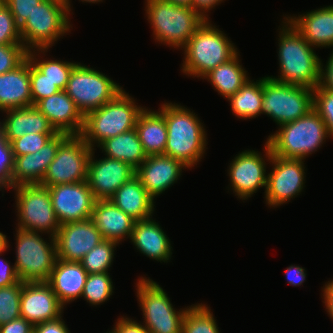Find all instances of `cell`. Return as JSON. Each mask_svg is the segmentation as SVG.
I'll return each instance as SVG.
<instances>
[{
  "mask_svg": "<svg viewBox=\"0 0 333 333\" xmlns=\"http://www.w3.org/2000/svg\"><path fill=\"white\" fill-rule=\"evenodd\" d=\"M286 18L314 48L333 47V5Z\"/></svg>",
  "mask_w": 333,
  "mask_h": 333,
  "instance_id": "cell-27",
  "label": "cell"
},
{
  "mask_svg": "<svg viewBox=\"0 0 333 333\" xmlns=\"http://www.w3.org/2000/svg\"><path fill=\"white\" fill-rule=\"evenodd\" d=\"M63 309L64 306L47 282H24L20 315L33 326L60 318Z\"/></svg>",
  "mask_w": 333,
  "mask_h": 333,
  "instance_id": "cell-19",
  "label": "cell"
},
{
  "mask_svg": "<svg viewBox=\"0 0 333 333\" xmlns=\"http://www.w3.org/2000/svg\"><path fill=\"white\" fill-rule=\"evenodd\" d=\"M303 267L290 265L286 269V279L290 285L301 286L305 282L306 273Z\"/></svg>",
  "mask_w": 333,
  "mask_h": 333,
  "instance_id": "cell-50",
  "label": "cell"
},
{
  "mask_svg": "<svg viewBox=\"0 0 333 333\" xmlns=\"http://www.w3.org/2000/svg\"><path fill=\"white\" fill-rule=\"evenodd\" d=\"M234 115L241 119L256 118L261 114L263 103V77L249 80L234 95L228 98Z\"/></svg>",
  "mask_w": 333,
  "mask_h": 333,
  "instance_id": "cell-33",
  "label": "cell"
},
{
  "mask_svg": "<svg viewBox=\"0 0 333 333\" xmlns=\"http://www.w3.org/2000/svg\"><path fill=\"white\" fill-rule=\"evenodd\" d=\"M24 282L0 287V326L20 318V298Z\"/></svg>",
  "mask_w": 333,
  "mask_h": 333,
  "instance_id": "cell-38",
  "label": "cell"
},
{
  "mask_svg": "<svg viewBox=\"0 0 333 333\" xmlns=\"http://www.w3.org/2000/svg\"><path fill=\"white\" fill-rule=\"evenodd\" d=\"M94 150L88 164L87 182L96 200H108L121 185L136 176V169L106 156L95 160Z\"/></svg>",
  "mask_w": 333,
  "mask_h": 333,
  "instance_id": "cell-18",
  "label": "cell"
},
{
  "mask_svg": "<svg viewBox=\"0 0 333 333\" xmlns=\"http://www.w3.org/2000/svg\"><path fill=\"white\" fill-rule=\"evenodd\" d=\"M323 66L324 65H321L320 85L324 89H329L333 91V50L330 53L328 61L326 62V66Z\"/></svg>",
  "mask_w": 333,
  "mask_h": 333,
  "instance_id": "cell-51",
  "label": "cell"
},
{
  "mask_svg": "<svg viewBox=\"0 0 333 333\" xmlns=\"http://www.w3.org/2000/svg\"><path fill=\"white\" fill-rule=\"evenodd\" d=\"M97 147L102 149L106 157L126 162L135 169L147 158L135 128L108 138Z\"/></svg>",
  "mask_w": 333,
  "mask_h": 333,
  "instance_id": "cell-31",
  "label": "cell"
},
{
  "mask_svg": "<svg viewBox=\"0 0 333 333\" xmlns=\"http://www.w3.org/2000/svg\"><path fill=\"white\" fill-rule=\"evenodd\" d=\"M34 326L20 317L0 326V333H33Z\"/></svg>",
  "mask_w": 333,
  "mask_h": 333,
  "instance_id": "cell-48",
  "label": "cell"
},
{
  "mask_svg": "<svg viewBox=\"0 0 333 333\" xmlns=\"http://www.w3.org/2000/svg\"><path fill=\"white\" fill-rule=\"evenodd\" d=\"M30 89L32 97V105H35L43 98L49 97L61 91L53 82L43 75L31 62H30Z\"/></svg>",
  "mask_w": 333,
  "mask_h": 333,
  "instance_id": "cell-42",
  "label": "cell"
},
{
  "mask_svg": "<svg viewBox=\"0 0 333 333\" xmlns=\"http://www.w3.org/2000/svg\"><path fill=\"white\" fill-rule=\"evenodd\" d=\"M92 151L81 135H69L59 145L40 185L49 187L86 181Z\"/></svg>",
  "mask_w": 333,
  "mask_h": 333,
  "instance_id": "cell-13",
  "label": "cell"
},
{
  "mask_svg": "<svg viewBox=\"0 0 333 333\" xmlns=\"http://www.w3.org/2000/svg\"><path fill=\"white\" fill-rule=\"evenodd\" d=\"M8 247H9V243H8L6 235L3 234L2 232H0V256L2 253L7 251L6 249Z\"/></svg>",
  "mask_w": 333,
  "mask_h": 333,
  "instance_id": "cell-54",
  "label": "cell"
},
{
  "mask_svg": "<svg viewBox=\"0 0 333 333\" xmlns=\"http://www.w3.org/2000/svg\"><path fill=\"white\" fill-rule=\"evenodd\" d=\"M69 15L64 0H43L19 27L22 44L28 51L49 49L70 32Z\"/></svg>",
  "mask_w": 333,
  "mask_h": 333,
  "instance_id": "cell-7",
  "label": "cell"
},
{
  "mask_svg": "<svg viewBox=\"0 0 333 333\" xmlns=\"http://www.w3.org/2000/svg\"><path fill=\"white\" fill-rule=\"evenodd\" d=\"M118 245L115 241L103 240L82 258L80 261L82 267L88 274L108 272Z\"/></svg>",
  "mask_w": 333,
  "mask_h": 333,
  "instance_id": "cell-36",
  "label": "cell"
},
{
  "mask_svg": "<svg viewBox=\"0 0 333 333\" xmlns=\"http://www.w3.org/2000/svg\"><path fill=\"white\" fill-rule=\"evenodd\" d=\"M28 55L23 44L0 45V74H4L19 66Z\"/></svg>",
  "mask_w": 333,
  "mask_h": 333,
  "instance_id": "cell-43",
  "label": "cell"
},
{
  "mask_svg": "<svg viewBox=\"0 0 333 333\" xmlns=\"http://www.w3.org/2000/svg\"><path fill=\"white\" fill-rule=\"evenodd\" d=\"M313 109V89L306 86L280 83L263 77L261 114L270 117L278 127L293 122Z\"/></svg>",
  "mask_w": 333,
  "mask_h": 333,
  "instance_id": "cell-9",
  "label": "cell"
},
{
  "mask_svg": "<svg viewBox=\"0 0 333 333\" xmlns=\"http://www.w3.org/2000/svg\"><path fill=\"white\" fill-rule=\"evenodd\" d=\"M167 2H170L171 4L174 5H181V6H188L191 7L192 0H164Z\"/></svg>",
  "mask_w": 333,
  "mask_h": 333,
  "instance_id": "cell-55",
  "label": "cell"
},
{
  "mask_svg": "<svg viewBox=\"0 0 333 333\" xmlns=\"http://www.w3.org/2000/svg\"><path fill=\"white\" fill-rule=\"evenodd\" d=\"M144 109L136 105L134 98L125 90L99 109L84 117L81 136L86 144L95 149L102 141L132 130L136 126L139 113Z\"/></svg>",
  "mask_w": 333,
  "mask_h": 333,
  "instance_id": "cell-5",
  "label": "cell"
},
{
  "mask_svg": "<svg viewBox=\"0 0 333 333\" xmlns=\"http://www.w3.org/2000/svg\"><path fill=\"white\" fill-rule=\"evenodd\" d=\"M267 161L273 168L267 178L265 200L268 206L276 208L301 194L305 181L303 159L282 158L272 155L269 144L264 147Z\"/></svg>",
  "mask_w": 333,
  "mask_h": 333,
  "instance_id": "cell-14",
  "label": "cell"
},
{
  "mask_svg": "<svg viewBox=\"0 0 333 333\" xmlns=\"http://www.w3.org/2000/svg\"><path fill=\"white\" fill-rule=\"evenodd\" d=\"M10 8L16 24L20 27L43 0H2Z\"/></svg>",
  "mask_w": 333,
  "mask_h": 333,
  "instance_id": "cell-45",
  "label": "cell"
},
{
  "mask_svg": "<svg viewBox=\"0 0 333 333\" xmlns=\"http://www.w3.org/2000/svg\"><path fill=\"white\" fill-rule=\"evenodd\" d=\"M15 191L17 228L47 233L55 237L60 228L56 218L49 190L40 184H22L12 187Z\"/></svg>",
  "mask_w": 333,
  "mask_h": 333,
  "instance_id": "cell-12",
  "label": "cell"
},
{
  "mask_svg": "<svg viewBox=\"0 0 333 333\" xmlns=\"http://www.w3.org/2000/svg\"><path fill=\"white\" fill-rule=\"evenodd\" d=\"M65 1V3H66V5H67V7H68V9H69V12H71V1L70 0H64ZM82 2H89V3H98V2H102V0H81Z\"/></svg>",
  "mask_w": 333,
  "mask_h": 333,
  "instance_id": "cell-56",
  "label": "cell"
},
{
  "mask_svg": "<svg viewBox=\"0 0 333 333\" xmlns=\"http://www.w3.org/2000/svg\"><path fill=\"white\" fill-rule=\"evenodd\" d=\"M184 168L188 169L182 162L168 155H151L136 169V176L154 199L177 182Z\"/></svg>",
  "mask_w": 333,
  "mask_h": 333,
  "instance_id": "cell-20",
  "label": "cell"
},
{
  "mask_svg": "<svg viewBox=\"0 0 333 333\" xmlns=\"http://www.w3.org/2000/svg\"><path fill=\"white\" fill-rule=\"evenodd\" d=\"M68 136L69 134L66 133H58L39 151L14 157L11 188L22 184H40L56 156L59 145Z\"/></svg>",
  "mask_w": 333,
  "mask_h": 333,
  "instance_id": "cell-21",
  "label": "cell"
},
{
  "mask_svg": "<svg viewBox=\"0 0 333 333\" xmlns=\"http://www.w3.org/2000/svg\"><path fill=\"white\" fill-rule=\"evenodd\" d=\"M30 61L27 57L19 66L0 74V111L32 106Z\"/></svg>",
  "mask_w": 333,
  "mask_h": 333,
  "instance_id": "cell-25",
  "label": "cell"
},
{
  "mask_svg": "<svg viewBox=\"0 0 333 333\" xmlns=\"http://www.w3.org/2000/svg\"><path fill=\"white\" fill-rule=\"evenodd\" d=\"M115 324L107 333H150L144 325L128 317H120Z\"/></svg>",
  "mask_w": 333,
  "mask_h": 333,
  "instance_id": "cell-46",
  "label": "cell"
},
{
  "mask_svg": "<svg viewBox=\"0 0 333 333\" xmlns=\"http://www.w3.org/2000/svg\"><path fill=\"white\" fill-rule=\"evenodd\" d=\"M224 0H192L191 7L205 20H209L208 12Z\"/></svg>",
  "mask_w": 333,
  "mask_h": 333,
  "instance_id": "cell-52",
  "label": "cell"
},
{
  "mask_svg": "<svg viewBox=\"0 0 333 333\" xmlns=\"http://www.w3.org/2000/svg\"><path fill=\"white\" fill-rule=\"evenodd\" d=\"M130 240L137 250L150 259L166 263L171 259V241L152 217L135 222Z\"/></svg>",
  "mask_w": 333,
  "mask_h": 333,
  "instance_id": "cell-28",
  "label": "cell"
},
{
  "mask_svg": "<svg viewBox=\"0 0 333 333\" xmlns=\"http://www.w3.org/2000/svg\"><path fill=\"white\" fill-rule=\"evenodd\" d=\"M265 158L255 150H245L238 153L229 165V184L233 193L246 200L256 193L260 187H267L268 173H266Z\"/></svg>",
  "mask_w": 333,
  "mask_h": 333,
  "instance_id": "cell-16",
  "label": "cell"
},
{
  "mask_svg": "<svg viewBox=\"0 0 333 333\" xmlns=\"http://www.w3.org/2000/svg\"><path fill=\"white\" fill-rule=\"evenodd\" d=\"M88 277L80 262L56 260L47 281L60 303L65 306L82 296Z\"/></svg>",
  "mask_w": 333,
  "mask_h": 333,
  "instance_id": "cell-26",
  "label": "cell"
},
{
  "mask_svg": "<svg viewBox=\"0 0 333 333\" xmlns=\"http://www.w3.org/2000/svg\"><path fill=\"white\" fill-rule=\"evenodd\" d=\"M38 52H37V51ZM36 51V52H35ZM48 49H33L28 51L27 57L29 61L48 79H50L54 85H56L60 90H65L68 79L73 68L78 63L59 61V60H41L37 55L47 52ZM41 52V53H40ZM39 53V54H37ZM39 59V60H38Z\"/></svg>",
  "mask_w": 333,
  "mask_h": 333,
  "instance_id": "cell-34",
  "label": "cell"
},
{
  "mask_svg": "<svg viewBox=\"0 0 333 333\" xmlns=\"http://www.w3.org/2000/svg\"><path fill=\"white\" fill-rule=\"evenodd\" d=\"M56 134L30 133L14 139L10 144L14 157L39 151Z\"/></svg>",
  "mask_w": 333,
  "mask_h": 333,
  "instance_id": "cell-41",
  "label": "cell"
},
{
  "mask_svg": "<svg viewBox=\"0 0 333 333\" xmlns=\"http://www.w3.org/2000/svg\"><path fill=\"white\" fill-rule=\"evenodd\" d=\"M146 16L157 42L184 48L205 21L192 7L174 5L164 0H146Z\"/></svg>",
  "mask_w": 333,
  "mask_h": 333,
  "instance_id": "cell-6",
  "label": "cell"
},
{
  "mask_svg": "<svg viewBox=\"0 0 333 333\" xmlns=\"http://www.w3.org/2000/svg\"><path fill=\"white\" fill-rule=\"evenodd\" d=\"M34 106L49 120L58 133L81 135L84 115L64 90L43 98Z\"/></svg>",
  "mask_w": 333,
  "mask_h": 333,
  "instance_id": "cell-22",
  "label": "cell"
},
{
  "mask_svg": "<svg viewBox=\"0 0 333 333\" xmlns=\"http://www.w3.org/2000/svg\"><path fill=\"white\" fill-rule=\"evenodd\" d=\"M205 20L183 48L182 72L203 78L212 69L231 59L237 48L223 31Z\"/></svg>",
  "mask_w": 333,
  "mask_h": 333,
  "instance_id": "cell-3",
  "label": "cell"
},
{
  "mask_svg": "<svg viewBox=\"0 0 333 333\" xmlns=\"http://www.w3.org/2000/svg\"><path fill=\"white\" fill-rule=\"evenodd\" d=\"M90 219L105 240L115 241L118 244L122 239L123 241L125 238L130 239L136 222L110 199L96 200Z\"/></svg>",
  "mask_w": 333,
  "mask_h": 333,
  "instance_id": "cell-24",
  "label": "cell"
},
{
  "mask_svg": "<svg viewBox=\"0 0 333 333\" xmlns=\"http://www.w3.org/2000/svg\"><path fill=\"white\" fill-rule=\"evenodd\" d=\"M122 87L99 70L78 63L72 70L65 92L84 115L113 100Z\"/></svg>",
  "mask_w": 333,
  "mask_h": 333,
  "instance_id": "cell-11",
  "label": "cell"
},
{
  "mask_svg": "<svg viewBox=\"0 0 333 333\" xmlns=\"http://www.w3.org/2000/svg\"><path fill=\"white\" fill-rule=\"evenodd\" d=\"M47 188L60 225L91 218L96 198L90 190L87 180Z\"/></svg>",
  "mask_w": 333,
  "mask_h": 333,
  "instance_id": "cell-15",
  "label": "cell"
},
{
  "mask_svg": "<svg viewBox=\"0 0 333 333\" xmlns=\"http://www.w3.org/2000/svg\"><path fill=\"white\" fill-rule=\"evenodd\" d=\"M143 325L150 333H182V322L188 306L176 311L166 291L150 278L139 277L136 283Z\"/></svg>",
  "mask_w": 333,
  "mask_h": 333,
  "instance_id": "cell-10",
  "label": "cell"
},
{
  "mask_svg": "<svg viewBox=\"0 0 333 333\" xmlns=\"http://www.w3.org/2000/svg\"><path fill=\"white\" fill-rule=\"evenodd\" d=\"M16 261L18 278L23 282H47L57 260L54 237L50 242L39 232L16 228Z\"/></svg>",
  "mask_w": 333,
  "mask_h": 333,
  "instance_id": "cell-8",
  "label": "cell"
},
{
  "mask_svg": "<svg viewBox=\"0 0 333 333\" xmlns=\"http://www.w3.org/2000/svg\"><path fill=\"white\" fill-rule=\"evenodd\" d=\"M33 333H71L65 324L62 316L56 320L43 322L35 325Z\"/></svg>",
  "mask_w": 333,
  "mask_h": 333,
  "instance_id": "cell-49",
  "label": "cell"
},
{
  "mask_svg": "<svg viewBox=\"0 0 333 333\" xmlns=\"http://www.w3.org/2000/svg\"><path fill=\"white\" fill-rule=\"evenodd\" d=\"M323 303L325 304L326 310L333 320V280L327 282L324 285L323 290Z\"/></svg>",
  "mask_w": 333,
  "mask_h": 333,
  "instance_id": "cell-53",
  "label": "cell"
},
{
  "mask_svg": "<svg viewBox=\"0 0 333 333\" xmlns=\"http://www.w3.org/2000/svg\"><path fill=\"white\" fill-rule=\"evenodd\" d=\"M3 112L6 117L0 122V132L9 143L30 133L58 134L34 105Z\"/></svg>",
  "mask_w": 333,
  "mask_h": 333,
  "instance_id": "cell-23",
  "label": "cell"
},
{
  "mask_svg": "<svg viewBox=\"0 0 333 333\" xmlns=\"http://www.w3.org/2000/svg\"><path fill=\"white\" fill-rule=\"evenodd\" d=\"M159 111L167 127L165 155L192 168L206 152L207 134L197 114L177 103H164Z\"/></svg>",
  "mask_w": 333,
  "mask_h": 333,
  "instance_id": "cell-2",
  "label": "cell"
},
{
  "mask_svg": "<svg viewBox=\"0 0 333 333\" xmlns=\"http://www.w3.org/2000/svg\"><path fill=\"white\" fill-rule=\"evenodd\" d=\"M313 108L324 120L329 135L333 138V91L320 84L313 89Z\"/></svg>",
  "mask_w": 333,
  "mask_h": 333,
  "instance_id": "cell-39",
  "label": "cell"
},
{
  "mask_svg": "<svg viewBox=\"0 0 333 333\" xmlns=\"http://www.w3.org/2000/svg\"><path fill=\"white\" fill-rule=\"evenodd\" d=\"M20 281L15 270V265L0 258V287H6Z\"/></svg>",
  "mask_w": 333,
  "mask_h": 333,
  "instance_id": "cell-47",
  "label": "cell"
},
{
  "mask_svg": "<svg viewBox=\"0 0 333 333\" xmlns=\"http://www.w3.org/2000/svg\"><path fill=\"white\" fill-rule=\"evenodd\" d=\"M210 307L203 303L189 306L182 322V333H220Z\"/></svg>",
  "mask_w": 333,
  "mask_h": 333,
  "instance_id": "cell-35",
  "label": "cell"
},
{
  "mask_svg": "<svg viewBox=\"0 0 333 333\" xmlns=\"http://www.w3.org/2000/svg\"><path fill=\"white\" fill-rule=\"evenodd\" d=\"M113 288L109 272L88 274L81 297L92 306L100 305L113 295Z\"/></svg>",
  "mask_w": 333,
  "mask_h": 333,
  "instance_id": "cell-37",
  "label": "cell"
},
{
  "mask_svg": "<svg viewBox=\"0 0 333 333\" xmlns=\"http://www.w3.org/2000/svg\"><path fill=\"white\" fill-rule=\"evenodd\" d=\"M7 44H22V39L10 8L0 0V45Z\"/></svg>",
  "mask_w": 333,
  "mask_h": 333,
  "instance_id": "cell-40",
  "label": "cell"
},
{
  "mask_svg": "<svg viewBox=\"0 0 333 333\" xmlns=\"http://www.w3.org/2000/svg\"><path fill=\"white\" fill-rule=\"evenodd\" d=\"M238 55L239 51L202 78L208 79L214 89L226 99L238 92L250 79L247 71L242 67Z\"/></svg>",
  "mask_w": 333,
  "mask_h": 333,
  "instance_id": "cell-32",
  "label": "cell"
},
{
  "mask_svg": "<svg viewBox=\"0 0 333 333\" xmlns=\"http://www.w3.org/2000/svg\"><path fill=\"white\" fill-rule=\"evenodd\" d=\"M110 200L135 221L150 219L155 209L154 199L137 176L121 185Z\"/></svg>",
  "mask_w": 333,
  "mask_h": 333,
  "instance_id": "cell-29",
  "label": "cell"
},
{
  "mask_svg": "<svg viewBox=\"0 0 333 333\" xmlns=\"http://www.w3.org/2000/svg\"><path fill=\"white\" fill-rule=\"evenodd\" d=\"M330 137L324 120L313 108L301 118L279 126L268 136L272 155L282 158L305 159L315 153Z\"/></svg>",
  "mask_w": 333,
  "mask_h": 333,
  "instance_id": "cell-4",
  "label": "cell"
},
{
  "mask_svg": "<svg viewBox=\"0 0 333 333\" xmlns=\"http://www.w3.org/2000/svg\"><path fill=\"white\" fill-rule=\"evenodd\" d=\"M54 238L57 258L70 262H80L92 248L105 240L91 219L60 225Z\"/></svg>",
  "mask_w": 333,
  "mask_h": 333,
  "instance_id": "cell-17",
  "label": "cell"
},
{
  "mask_svg": "<svg viewBox=\"0 0 333 333\" xmlns=\"http://www.w3.org/2000/svg\"><path fill=\"white\" fill-rule=\"evenodd\" d=\"M283 19L278 38L280 76L270 78L315 89L320 84L322 60L286 16Z\"/></svg>",
  "mask_w": 333,
  "mask_h": 333,
  "instance_id": "cell-1",
  "label": "cell"
},
{
  "mask_svg": "<svg viewBox=\"0 0 333 333\" xmlns=\"http://www.w3.org/2000/svg\"><path fill=\"white\" fill-rule=\"evenodd\" d=\"M14 168V156L11 144L0 132V190L11 188V173Z\"/></svg>",
  "mask_w": 333,
  "mask_h": 333,
  "instance_id": "cell-44",
  "label": "cell"
},
{
  "mask_svg": "<svg viewBox=\"0 0 333 333\" xmlns=\"http://www.w3.org/2000/svg\"><path fill=\"white\" fill-rule=\"evenodd\" d=\"M135 129L147 156L164 154L167 143V127L164 115L158 110L144 107L136 120Z\"/></svg>",
  "mask_w": 333,
  "mask_h": 333,
  "instance_id": "cell-30",
  "label": "cell"
}]
</instances>
